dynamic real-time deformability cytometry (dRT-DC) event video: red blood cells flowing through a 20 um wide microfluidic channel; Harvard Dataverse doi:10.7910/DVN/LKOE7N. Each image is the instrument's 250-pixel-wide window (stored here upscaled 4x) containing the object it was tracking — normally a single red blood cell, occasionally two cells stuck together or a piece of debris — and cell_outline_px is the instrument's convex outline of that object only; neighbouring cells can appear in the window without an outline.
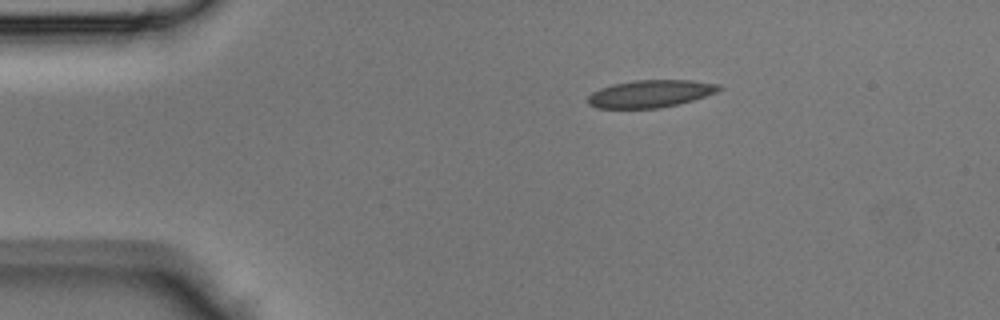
{"species": "Egyptian fruit bat (a non-hibernating species)", "species_latin": "Rousettus aegyptiacus", "temperature_condition": "room temperature", "stored_images_in_passage": 6, "camera_frame_rate_fps": 3000, "um_per_image_px": 0.085, "animal": {"sex": "male"}, "frame": {"image": 1, "passage_image": 1, "time_ms": 0.0, "image_size_px": [1000, 320], "cell_outline_px": [[724, 88], [716, 92], [692, 100], [660, 108], [596, 108], [588, 104], [588, 96], [592, 92], [600, 88], [612, 84], [632, 80], [692, 80], [720, 84]], "centroid_in_image_um": [55.27, 7.95], "position_along_channel_um": 29.7, "area_um2": 20.98}}